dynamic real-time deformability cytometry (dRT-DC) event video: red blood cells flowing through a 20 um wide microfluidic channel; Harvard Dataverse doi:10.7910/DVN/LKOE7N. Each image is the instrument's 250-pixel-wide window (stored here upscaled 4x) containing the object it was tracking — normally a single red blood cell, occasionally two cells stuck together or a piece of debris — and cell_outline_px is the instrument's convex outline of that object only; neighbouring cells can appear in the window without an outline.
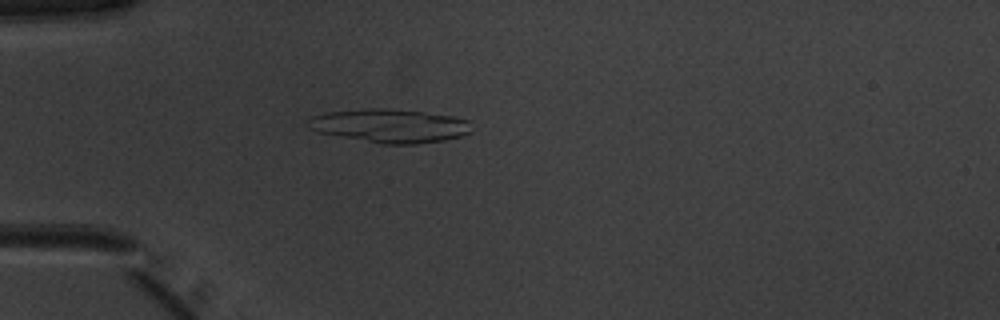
{"species": "common noctule bat (a hibernating species)", "species_latin": "Nyctalus noctula", "temperature_condition": "warm", "stored_images_in_passage": 49, "camera_frame_rate_fps": 3000, "um_per_image_px": 0.085, "animal": {"sex": "male", "body_mass_g": 20.1, "forearm_length_mm": 53.5}, "frame": {"image": 1, "passage_image": 13, "time_ms": 4.0, "image_size_px": [1000, 320], "cell_outline_px": [[472, 132], [460, 136], [444, 140], [416, 144], [384, 144], [316, 132], [308, 128], [308, 120], [312, 116], [324, 112], [372, 108], [388, 108], [424, 112], [452, 116], [468, 120]], "centroid_in_image_um": [33.12, 10.69], "position_along_channel_um": 51.9, "area_um2": 32.02}}
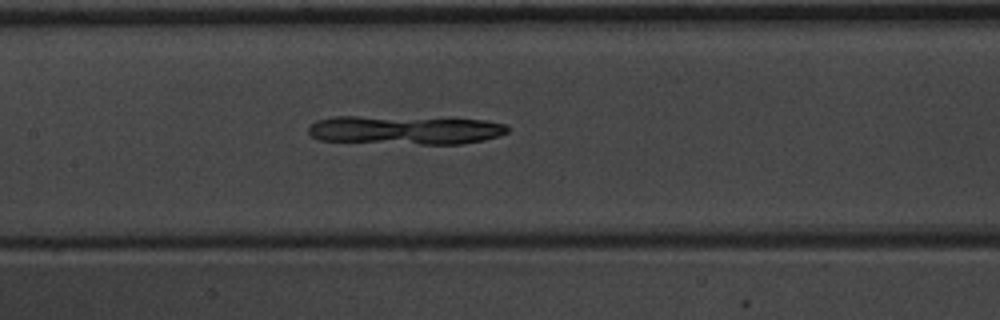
{"frame": {"image": 2, "passage_image": 23, "time_ms": 7.333, "image_size_px": [1000, 320], "cell_outline_px": [[508, 132], [500, 136], [484, 140], [460, 144], [420, 144], [320, 140], [312, 136], [308, 132], [308, 124], [316, 120], [332, 116], [456, 116], [484, 120], [504, 124], [508, 128]], "centroid_in_image_um": [34.49, 11.01], "position_along_channel_um": 172.9, "area_um2": 34.62}}
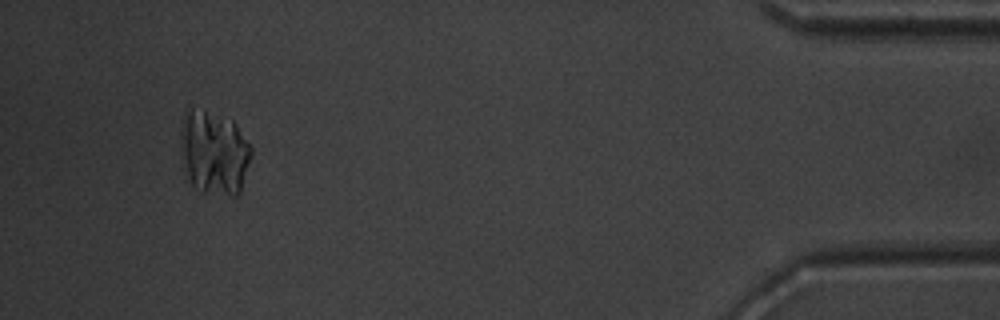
{"frame": {"image": 3, "passage_image": 46, "time_ms": 15.0, "image_size_px": [1000, 320], "cell_outline_px": [[252, 156], [240, 192], [236, 196], [232, 196], [200, 192], [192, 184], [180, 156], [180, 128], [184, 112], [192, 108], [204, 108], [232, 120], [236, 124], [252, 148]], "centroid_in_image_um": [18.18, 12.94], "position_along_channel_um": 417.0, "area_um2": 35.32}}